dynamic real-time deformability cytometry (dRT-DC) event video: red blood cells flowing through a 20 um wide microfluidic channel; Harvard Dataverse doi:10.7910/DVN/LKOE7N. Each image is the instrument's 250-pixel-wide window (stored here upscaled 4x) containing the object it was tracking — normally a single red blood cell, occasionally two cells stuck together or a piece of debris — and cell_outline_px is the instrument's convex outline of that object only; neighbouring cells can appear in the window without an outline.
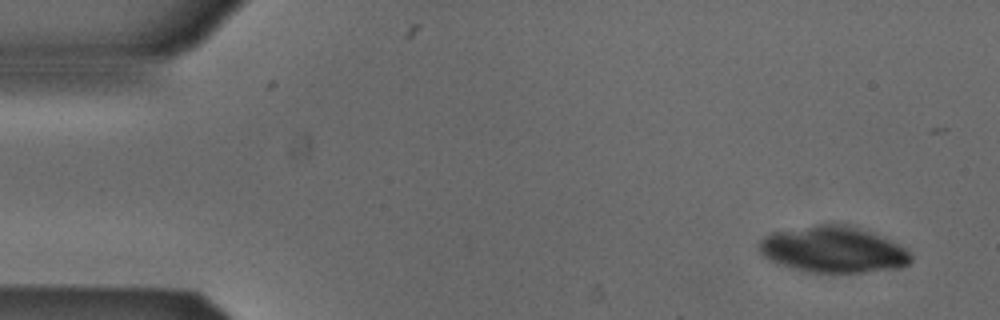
{"species": "Egyptian fruit bat (a non-hibernating species)", "species_latin": "Rousettus aegyptiacus", "temperature_condition": "cold", "stored_images_in_passage": 6, "camera_frame_rate_fps": 3000, "um_per_image_px": 0.085, "animal": {"sex": "male"}, "frame": {"image": 1, "passage_image": 1, "time_ms": 0.0, "image_size_px": [1000, 320], "cell_outline_px": [[912, 260], [908, 264], [900, 268], [864, 272], [804, 272], [776, 264], [768, 260], [756, 248], [760, 240], [764, 236], [772, 232], [816, 224], [848, 224], [880, 236], [904, 248], [912, 256]], "centroid_in_image_um": [70.75, 21.22], "position_along_channel_um": 14.3, "area_um2": 41.04}}
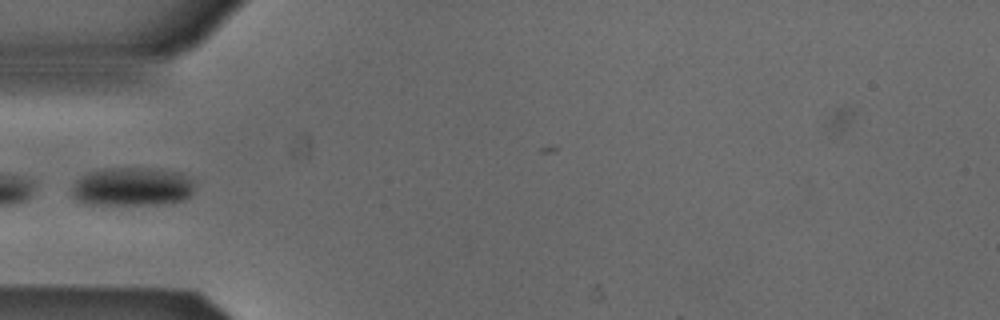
{"frame": {"image": 2, "passage_image": 5, "time_ms": 1.333, "image_size_px": [1000, 320], "cell_outline_px": [[192, 192], [184, 200], [172, 204], [80, 204], [72, 200], [72, 184], [80, 176], [88, 172], [100, 168], [148, 168], [180, 172], [188, 176], [192, 180]], "centroid_in_image_um": [11.17, 15.88], "position_along_channel_um": 73.8, "area_um2": 28.15}}